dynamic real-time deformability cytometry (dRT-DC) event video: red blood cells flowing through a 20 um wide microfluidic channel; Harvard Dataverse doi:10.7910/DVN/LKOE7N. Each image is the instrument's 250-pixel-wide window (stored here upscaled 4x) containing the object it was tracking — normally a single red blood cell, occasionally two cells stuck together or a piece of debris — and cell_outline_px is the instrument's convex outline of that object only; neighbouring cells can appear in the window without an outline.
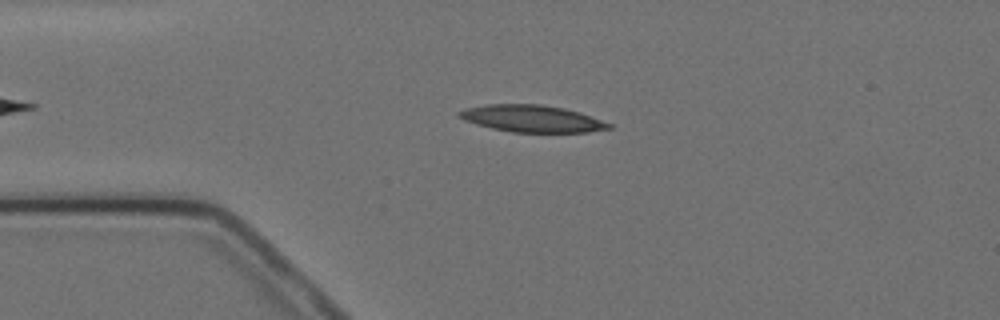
{"species": "Egyptian fruit bat (a non-hibernating species)", "species_latin": "Rousettus aegyptiacus", "temperature_condition": "cold", "stored_images_in_passage": 6, "camera_frame_rate_fps": 3000, "um_per_image_px": 0.085, "animal": {"sex": "female"}, "frame": {"image": 1, "passage_image": 4, "time_ms": 3.333, "image_size_px": [1000, 320], "cell_outline_px": [[612, 128], [588, 132], [512, 132], [492, 128], [476, 124], [464, 120], [456, 116], [456, 112], [464, 108], [488, 104], [540, 104], [564, 108], [580, 112], [612, 124]], "centroid_in_image_um": [45.18, 10.07], "position_along_channel_um": 39.8, "area_um2": 23.58}}